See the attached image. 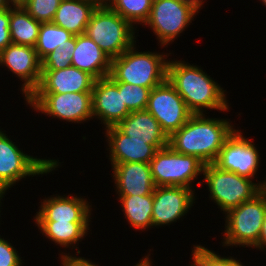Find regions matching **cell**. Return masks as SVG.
<instances>
[{
  "label": "cell",
  "instance_id": "cell-27",
  "mask_svg": "<svg viewBox=\"0 0 266 266\" xmlns=\"http://www.w3.org/2000/svg\"><path fill=\"white\" fill-rule=\"evenodd\" d=\"M152 4L153 0H112L109 7L133 25L147 22Z\"/></svg>",
  "mask_w": 266,
  "mask_h": 266
},
{
  "label": "cell",
  "instance_id": "cell-4",
  "mask_svg": "<svg viewBox=\"0 0 266 266\" xmlns=\"http://www.w3.org/2000/svg\"><path fill=\"white\" fill-rule=\"evenodd\" d=\"M133 26L109 6H101L94 10L84 34L112 60L134 44Z\"/></svg>",
  "mask_w": 266,
  "mask_h": 266
},
{
  "label": "cell",
  "instance_id": "cell-22",
  "mask_svg": "<svg viewBox=\"0 0 266 266\" xmlns=\"http://www.w3.org/2000/svg\"><path fill=\"white\" fill-rule=\"evenodd\" d=\"M96 8L86 0H62L52 22L73 35H80L85 32Z\"/></svg>",
  "mask_w": 266,
  "mask_h": 266
},
{
  "label": "cell",
  "instance_id": "cell-35",
  "mask_svg": "<svg viewBox=\"0 0 266 266\" xmlns=\"http://www.w3.org/2000/svg\"><path fill=\"white\" fill-rule=\"evenodd\" d=\"M263 246H266V210H265V215L263 218L261 233H260L258 242L254 247L264 249Z\"/></svg>",
  "mask_w": 266,
  "mask_h": 266
},
{
  "label": "cell",
  "instance_id": "cell-30",
  "mask_svg": "<svg viewBox=\"0 0 266 266\" xmlns=\"http://www.w3.org/2000/svg\"><path fill=\"white\" fill-rule=\"evenodd\" d=\"M62 0H31L22 8L40 23L52 22Z\"/></svg>",
  "mask_w": 266,
  "mask_h": 266
},
{
  "label": "cell",
  "instance_id": "cell-31",
  "mask_svg": "<svg viewBox=\"0 0 266 266\" xmlns=\"http://www.w3.org/2000/svg\"><path fill=\"white\" fill-rule=\"evenodd\" d=\"M192 252L194 263L191 266H243L238 260L231 257L222 258L201 245L195 246Z\"/></svg>",
  "mask_w": 266,
  "mask_h": 266
},
{
  "label": "cell",
  "instance_id": "cell-21",
  "mask_svg": "<svg viewBox=\"0 0 266 266\" xmlns=\"http://www.w3.org/2000/svg\"><path fill=\"white\" fill-rule=\"evenodd\" d=\"M116 127L131 140L147 141V144H168V137L159 122L147 110L131 112Z\"/></svg>",
  "mask_w": 266,
  "mask_h": 266
},
{
  "label": "cell",
  "instance_id": "cell-3",
  "mask_svg": "<svg viewBox=\"0 0 266 266\" xmlns=\"http://www.w3.org/2000/svg\"><path fill=\"white\" fill-rule=\"evenodd\" d=\"M133 44L111 60L108 77L113 82H124L153 89L167 80V55L134 51Z\"/></svg>",
  "mask_w": 266,
  "mask_h": 266
},
{
  "label": "cell",
  "instance_id": "cell-6",
  "mask_svg": "<svg viewBox=\"0 0 266 266\" xmlns=\"http://www.w3.org/2000/svg\"><path fill=\"white\" fill-rule=\"evenodd\" d=\"M203 175L211 198L224 212L238 207L260 193V183L257 185L250 178L221 170L213 163L205 164Z\"/></svg>",
  "mask_w": 266,
  "mask_h": 266
},
{
  "label": "cell",
  "instance_id": "cell-26",
  "mask_svg": "<svg viewBox=\"0 0 266 266\" xmlns=\"http://www.w3.org/2000/svg\"><path fill=\"white\" fill-rule=\"evenodd\" d=\"M74 35L54 24L53 22L42 23L39 30L35 50L42 60L57 48H64Z\"/></svg>",
  "mask_w": 266,
  "mask_h": 266
},
{
  "label": "cell",
  "instance_id": "cell-18",
  "mask_svg": "<svg viewBox=\"0 0 266 266\" xmlns=\"http://www.w3.org/2000/svg\"><path fill=\"white\" fill-rule=\"evenodd\" d=\"M112 168L119 196H144L154 192L156 186L149 163H118L112 164Z\"/></svg>",
  "mask_w": 266,
  "mask_h": 266
},
{
  "label": "cell",
  "instance_id": "cell-12",
  "mask_svg": "<svg viewBox=\"0 0 266 266\" xmlns=\"http://www.w3.org/2000/svg\"><path fill=\"white\" fill-rule=\"evenodd\" d=\"M259 161L254 143L235 130L222 146L213 164L221 170L252 179L258 170Z\"/></svg>",
  "mask_w": 266,
  "mask_h": 266
},
{
  "label": "cell",
  "instance_id": "cell-39",
  "mask_svg": "<svg viewBox=\"0 0 266 266\" xmlns=\"http://www.w3.org/2000/svg\"><path fill=\"white\" fill-rule=\"evenodd\" d=\"M135 266H151V261L146 256L143 260H140L139 263L136 264Z\"/></svg>",
  "mask_w": 266,
  "mask_h": 266
},
{
  "label": "cell",
  "instance_id": "cell-41",
  "mask_svg": "<svg viewBox=\"0 0 266 266\" xmlns=\"http://www.w3.org/2000/svg\"><path fill=\"white\" fill-rule=\"evenodd\" d=\"M260 193L263 195V197L266 200V180L260 184Z\"/></svg>",
  "mask_w": 266,
  "mask_h": 266
},
{
  "label": "cell",
  "instance_id": "cell-7",
  "mask_svg": "<svg viewBox=\"0 0 266 266\" xmlns=\"http://www.w3.org/2000/svg\"><path fill=\"white\" fill-rule=\"evenodd\" d=\"M266 200L261 193L227 212L224 244L255 246L258 242Z\"/></svg>",
  "mask_w": 266,
  "mask_h": 266
},
{
  "label": "cell",
  "instance_id": "cell-1",
  "mask_svg": "<svg viewBox=\"0 0 266 266\" xmlns=\"http://www.w3.org/2000/svg\"><path fill=\"white\" fill-rule=\"evenodd\" d=\"M235 131L227 120L205 118L192 114L188 121L168 138V145L185 155L198 157L205 164H212Z\"/></svg>",
  "mask_w": 266,
  "mask_h": 266
},
{
  "label": "cell",
  "instance_id": "cell-5",
  "mask_svg": "<svg viewBox=\"0 0 266 266\" xmlns=\"http://www.w3.org/2000/svg\"><path fill=\"white\" fill-rule=\"evenodd\" d=\"M156 187L180 186L192 189L191 182L203 173L205 163L193 155L175 152L169 145L158 149L150 161Z\"/></svg>",
  "mask_w": 266,
  "mask_h": 266
},
{
  "label": "cell",
  "instance_id": "cell-15",
  "mask_svg": "<svg viewBox=\"0 0 266 266\" xmlns=\"http://www.w3.org/2000/svg\"><path fill=\"white\" fill-rule=\"evenodd\" d=\"M131 112L123 102L122 90L109 78L96 79L92 89V114L98 116L106 128L116 126Z\"/></svg>",
  "mask_w": 266,
  "mask_h": 266
},
{
  "label": "cell",
  "instance_id": "cell-33",
  "mask_svg": "<svg viewBox=\"0 0 266 266\" xmlns=\"http://www.w3.org/2000/svg\"><path fill=\"white\" fill-rule=\"evenodd\" d=\"M9 26L10 8L0 9V52L12 43Z\"/></svg>",
  "mask_w": 266,
  "mask_h": 266
},
{
  "label": "cell",
  "instance_id": "cell-28",
  "mask_svg": "<svg viewBox=\"0 0 266 266\" xmlns=\"http://www.w3.org/2000/svg\"><path fill=\"white\" fill-rule=\"evenodd\" d=\"M122 90L123 102L130 112L146 110L150 88L124 82H114Z\"/></svg>",
  "mask_w": 266,
  "mask_h": 266
},
{
  "label": "cell",
  "instance_id": "cell-8",
  "mask_svg": "<svg viewBox=\"0 0 266 266\" xmlns=\"http://www.w3.org/2000/svg\"><path fill=\"white\" fill-rule=\"evenodd\" d=\"M58 165L56 160H44L24 154L0 130V192L5 193L26 176L51 172Z\"/></svg>",
  "mask_w": 266,
  "mask_h": 266
},
{
  "label": "cell",
  "instance_id": "cell-36",
  "mask_svg": "<svg viewBox=\"0 0 266 266\" xmlns=\"http://www.w3.org/2000/svg\"><path fill=\"white\" fill-rule=\"evenodd\" d=\"M181 3L187 4L194 8L197 12L202 6L203 0H179Z\"/></svg>",
  "mask_w": 266,
  "mask_h": 266
},
{
  "label": "cell",
  "instance_id": "cell-43",
  "mask_svg": "<svg viewBox=\"0 0 266 266\" xmlns=\"http://www.w3.org/2000/svg\"><path fill=\"white\" fill-rule=\"evenodd\" d=\"M261 1H263L262 3H264V5H266V0H261Z\"/></svg>",
  "mask_w": 266,
  "mask_h": 266
},
{
  "label": "cell",
  "instance_id": "cell-38",
  "mask_svg": "<svg viewBox=\"0 0 266 266\" xmlns=\"http://www.w3.org/2000/svg\"><path fill=\"white\" fill-rule=\"evenodd\" d=\"M31 0H11L12 7H23Z\"/></svg>",
  "mask_w": 266,
  "mask_h": 266
},
{
  "label": "cell",
  "instance_id": "cell-24",
  "mask_svg": "<svg viewBox=\"0 0 266 266\" xmlns=\"http://www.w3.org/2000/svg\"><path fill=\"white\" fill-rule=\"evenodd\" d=\"M36 223L45 236L64 247L77 243L89 228V222L36 221Z\"/></svg>",
  "mask_w": 266,
  "mask_h": 266
},
{
  "label": "cell",
  "instance_id": "cell-34",
  "mask_svg": "<svg viewBox=\"0 0 266 266\" xmlns=\"http://www.w3.org/2000/svg\"><path fill=\"white\" fill-rule=\"evenodd\" d=\"M61 259L63 266H97L84 258L69 256V253L68 256L62 255Z\"/></svg>",
  "mask_w": 266,
  "mask_h": 266
},
{
  "label": "cell",
  "instance_id": "cell-14",
  "mask_svg": "<svg viewBox=\"0 0 266 266\" xmlns=\"http://www.w3.org/2000/svg\"><path fill=\"white\" fill-rule=\"evenodd\" d=\"M193 192L190 188L180 186L155 187L152 226L166 225L184 216L193 204Z\"/></svg>",
  "mask_w": 266,
  "mask_h": 266
},
{
  "label": "cell",
  "instance_id": "cell-11",
  "mask_svg": "<svg viewBox=\"0 0 266 266\" xmlns=\"http://www.w3.org/2000/svg\"><path fill=\"white\" fill-rule=\"evenodd\" d=\"M196 13L198 12L194 8L179 0H153L151 13L145 25L152 28L164 46L183 32Z\"/></svg>",
  "mask_w": 266,
  "mask_h": 266
},
{
  "label": "cell",
  "instance_id": "cell-2",
  "mask_svg": "<svg viewBox=\"0 0 266 266\" xmlns=\"http://www.w3.org/2000/svg\"><path fill=\"white\" fill-rule=\"evenodd\" d=\"M167 80L192 114H203L202 108L220 111L228 109L223 88L197 66L182 61H169Z\"/></svg>",
  "mask_w": 266,
  "mask_h": 266
},
{
  "label": "cell",
  "instance_id": "cell-32",
  "mask_svg": "<svg viewBox=\"0 0 266 266\" xmlns=\"http://www.w3.org/2000/svg\"><path fill=\"white\" fill-rule=\"evenodd\" d=\"M21 258L7 240L0 237V266H21Z\"/></svg>",
  "mask_w": 266,
  "mask_h": 266
},
{
  "label": "cell",
  "instance_id": "cell-16",
  "mask_svg": "<svg viewBox=\"0 0 266 266\" xmlns=\"http://www.w3.org/2000/svg\"><path fill=\"white\" fill-rule=\"evenodd\" d=\"M111 164L143 162L150 163L158 149L168 144H147V141L131 140L116 126L106 128Z\"/></svg>",
  "mask_w": 266,
  "mask_h": 266
},
{
  "label": "cell",
  "instance_id": "cell-29",
  "mask_svg": "<svg viewBox=\"0 0 266 266\" xmlns=\"http://www.w3.org/2000/svg\"><path fill=\"white\" fill-rule=\"evenodd\" d=\"M76 46V35L64 48H57L42 59V70H59L71 66L72 54Z\"/></svg>",
  "mask_w": 266,
  "mask_h": 266
},
{
  "label": "cell",
  "instance_id": "cell-9",
  "mask_svg": "<svg viewBox=\"0 0 266 266\" xmlns=\"http://www.w3.org/2000/svg\"><path fill=\"white\" fill-rule=\"evenodd\" d=\"M26 101L35 110L69 122L93 118L92 92L32 93Z\"/></svg>",
  "mask_w": 266,
  "mask_h": 266
},
{
  "label": "cell",
  "instance_id": "cell-40",
  "mask_svg": "<svg viewBox=\"0 0 266 266\" xmlns=\"http://www.w3.org/2000/svg\"><path fill=\"white\" fill-rule=\"evenodd\" d=\"M11 0H0V9L10 8L11 7Z\"/></svg>",
  "mask_w": 266,
  "mask_h": 266
},
{
  "label": "cell",
  "instance_id": "cell-37",
  "mask_svg": "<svg viewBox=\"0 0 266 266\" xmlns=\"http://www.w3.org/2000/svg\"><path fill=\"white\" fill-rule=\"evenodd\" d=\"M86 1L94 3L97 7H101V6H109L112 0H86Z\"/></svg>",
  "mask_w": 266,
  "mask_h": 266
},
{
  "label": "cell",
  "instance_id": "cell-25",
  "mask_svg": "<svg viewBox=\"0 0 266 266\" xmlns=\"http://www.w3.org/2000/svg\"><path fill=\"white\" fill-rule=\"evenodd\" d=\"M125 218L136 229L152 226L153 192L149 195L120 196Z\"/></svg>",
  "mask_w": 266,
  "mask_h": 266
},
{
  "label": "cell",
  "instance_id": "cell-20",
  "mask_svg": "<svg viewBox=\"0 0 266 266\" xmlns=\"http://www.w3.org/2000/svg\"><path fill=\"white\" fill-rule=\"evenodd\" d=\"M71 66L92 75L95 79L108 77L111 59L86 34L76 35V46L72 54Z\"/></svg>",
  "mask_w": 266,
  "mask_h": 266
},
{
  "label": "cell",
  "instance_id": "cell-13",
  "mask_svg": "<svg viewBox=\"0 0 266 266\" xmlns=\"http://www.w3.org/2000/svg\"><path fill=\"white\" fill-rule=\"evenodd\" d=\"M0 64L7 66L15 75L24 80L22 91L27 99L38 87L42 60L34 47L11 43L0 52Z\"/></svg>",
  "mask_w": 266,
  "mask_h": 266
},
{
  "label": "cell",
  "instance_id": "cell-23",
  "mask_svg": "<svg viewBox=\"0 0 266 266\" xmlns=\"http://www.w3.org/2000/svg\"><path fill=\"white\" fill-rule=\"evenodd\" d=\"M41 24L22 7H11L9 26L11 42L35 47Z\"/></svg>",
  "mask_w": 266,
  "mask_h": 266
},
{
  "label": "cell",
  "instance_id": "cell-17",
  "mask_svg": "<svg viewBox=\"0 0 266 266\" xmlns=\"http://www.w3.org/2000/svg\"><path fill=\"white\" fill-rule=\"evenodd\" d=\"M95 78L74 66L42 70L38 87L32 93L92 92Z\"/></svg>",
  "mask_w": 266,
  "mask_h": 266
},
{
  "label": "cell",
  "instance_id": "cell-10",
  "mask_svg": "<svg viewBox=\"0 0 266 266\" xmlns=\"http://www.w3.org/2000/svg\"><path fill=\"white\" fill-rule=\"evenodd\" d=\"M146 110L159 122L168 138L192 115L183 98L168 80L151 89Z\"/></svg>",
  "mask_w": 266,
  "mask_h": 266
},
{
  "label": "cell",
  "instance_id": "cell-42",
  "mask_svg": "<svg viewBox=\"0 0 266 266\" xmlns=\"http://www.w3.org/2000/svg\"><path fill=\"white\" fill-rule=\"evenodd\" d=\"M3 194H5V193L0 192V200H1L2 197H3Z\"/></svg>",
  "mask_w": 266,
  "mask_h": 266
},
{
  "label": "cell",
  "instance_id": "cell-19",
  "mask_svg": "<svg viewBox=\"0 0 266 266\" xmlns=\"http://www.w3.org/2000/svg\"><path fill=\"white\" fill-rule=\"evenodd\" d=\"M90 210L81 197H50L42 202L35 221L89 222Z\"/></svg>",
  "mask_w": 266,
  "mask_h": 266
}]
</instances>
